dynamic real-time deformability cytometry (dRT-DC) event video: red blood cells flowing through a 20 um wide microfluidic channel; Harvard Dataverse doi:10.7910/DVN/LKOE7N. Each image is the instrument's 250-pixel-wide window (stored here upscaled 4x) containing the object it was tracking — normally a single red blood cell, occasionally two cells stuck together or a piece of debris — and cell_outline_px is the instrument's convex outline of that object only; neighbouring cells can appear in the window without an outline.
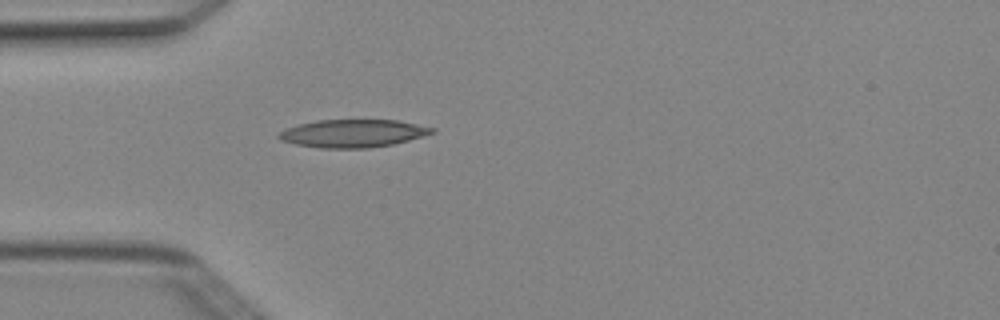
{"species": "Egyptian fruit bat (a non-hibernating species)", "species_latin": "Rousettus aegyptiacus", "temperature_condition": "cold", "stored_images_in_passage": 4, "camera_frame_rate_fps": 3000, "um_per_image_px": 0.085, "animal": {"sex": "female"}, "frame": {"image": 1, "passage_image": 4, "time_ms": 1.0, "image_size_px": [1000, 320], "cell_outline_px": [[436, 132], [408, 140], [392, 144], [368, 148], [320, 148], [296, 144], [280, 140], [276, 136], [284, 128], [316, 120], [396, 120], [436, 128]], "centroid_in_image_um": [29.97, 11.33], "position_along_channel_um": 55.0, "area_um2": 24.8}}